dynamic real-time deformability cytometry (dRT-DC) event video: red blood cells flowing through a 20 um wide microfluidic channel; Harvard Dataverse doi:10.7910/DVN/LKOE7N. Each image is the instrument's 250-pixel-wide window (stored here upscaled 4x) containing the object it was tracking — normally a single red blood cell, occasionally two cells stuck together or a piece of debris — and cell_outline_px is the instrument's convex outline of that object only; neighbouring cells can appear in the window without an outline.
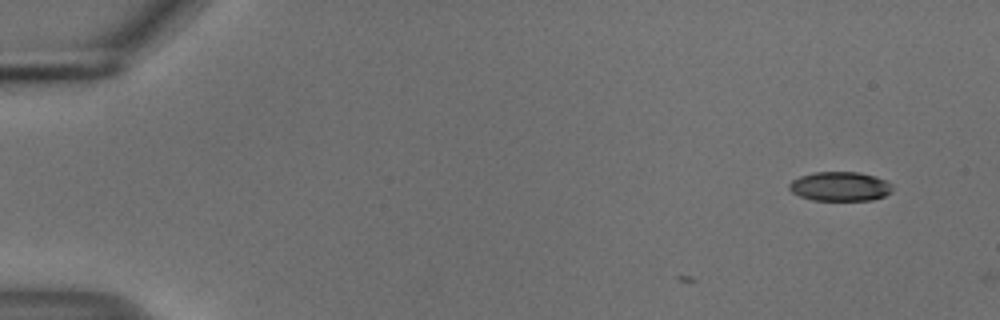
{"species": "common noctule bat (a hibernating species)", "species_latin": "Nyctalus noctula", "temperature_condition": "cold", "stored_images_in_passage": 6, "camera_frame_rate_fps": 3000, "um_per_image_px": 0.085, "animal": {"sex": "male", "body_mass_g": 18.8}, "frame": {"image": 1, "passage_image": 6, "time_ms": 1.667, "image_size_px": [1000, 320], "cell_outline_px": [[892, 192], [884, 196], [872, 200], [812, 200], [800, 196], [792, 192], [788, 188], [788, 184], [792, 180], [800, 176], [816, 172], [860, 172], [876, 176], [888, 180], [892, 184]], "centroid_in_image_um": [71.43, 15.84], "position_along_channel_um": 13.6, "area_um2": 17.8}}